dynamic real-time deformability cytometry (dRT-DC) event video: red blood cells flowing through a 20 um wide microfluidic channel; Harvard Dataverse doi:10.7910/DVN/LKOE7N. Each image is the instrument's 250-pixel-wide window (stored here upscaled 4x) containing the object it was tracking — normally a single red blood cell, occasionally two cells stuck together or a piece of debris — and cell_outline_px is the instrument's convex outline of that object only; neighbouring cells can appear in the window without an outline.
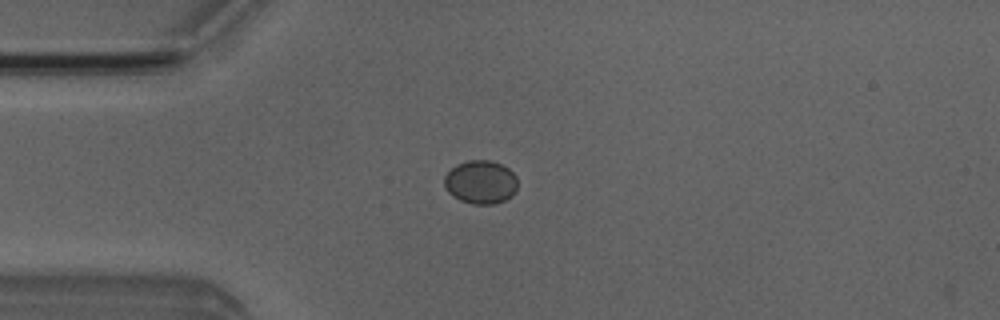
{"species": "Egyptian fruit bat (a non-hibernating species)", "species_latin": "Rousettus aegyptiacus", "temperature_condition": "room temperature", "stored_images_in_passage": 3, "camera_frame_rate_fps": 3000, "um_per_image_px": 0.085, "animal": {"sex": "male"}, "frame": {"image": 1, "passage_image": 1, "time_ms": 0.0, "image_size_px": [1000, 320], "cell_outline_px": [[516, 192], [512, 196], [504, 200], [492, 204], [472, 204], [460, 200], [452, 196], [448, 192], [444, 184], [444, 176], [456, 164], [468, 160], [488, 160], [500, 164], [508, 168], [516, 176]], "centroid_in_image_um": [40.84, 15.48], "position_along_channel_um": 44.2, "area_um2": 18.55}}